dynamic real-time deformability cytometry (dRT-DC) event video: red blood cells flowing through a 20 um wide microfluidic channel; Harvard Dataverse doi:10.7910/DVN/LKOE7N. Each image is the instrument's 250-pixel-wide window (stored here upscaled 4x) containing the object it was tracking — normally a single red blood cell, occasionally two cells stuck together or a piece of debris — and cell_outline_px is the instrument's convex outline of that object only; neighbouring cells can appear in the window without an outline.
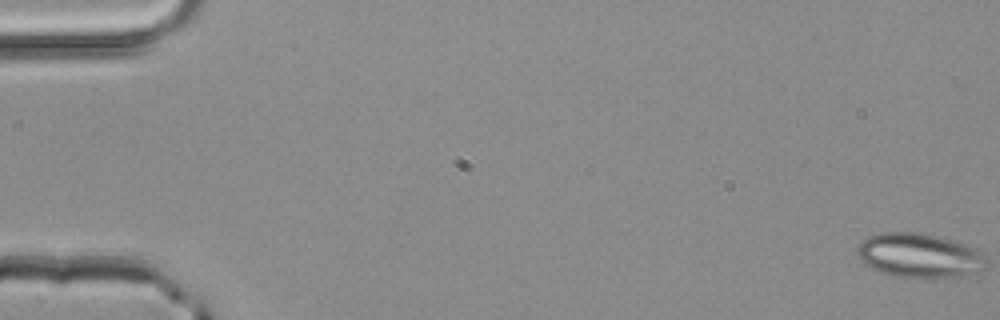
{"species": "common noctule bat (a hibernating species)", "species_latin": "Nyctalus noctula", "temperature_condition": "room temperature", "stored_images_in_passage": 51, "camera_frame_rate_fps": 3000, "um_per_image_px": 0.085, "animal": {"sex": "male", "body_mass_g": 20.4}, "frame": {"image": 1, "passage_image": 1, "time_ms": 0.0, "image_size_px": [1000, 320], "cell_outline_px": [[984, 268], [980, 272], [960, 276], [892, 276], [880, 272], [864, 264], [856, 256], [856, 248], [868, 236], [880, 232], [916, 232], [936, 236], [952, 240], [976, 248], [984, 256]], "centroid_in_image_um": [78.09, 21.7], "position_along_channel_um": 6.9, "area_um2": 32.95}}
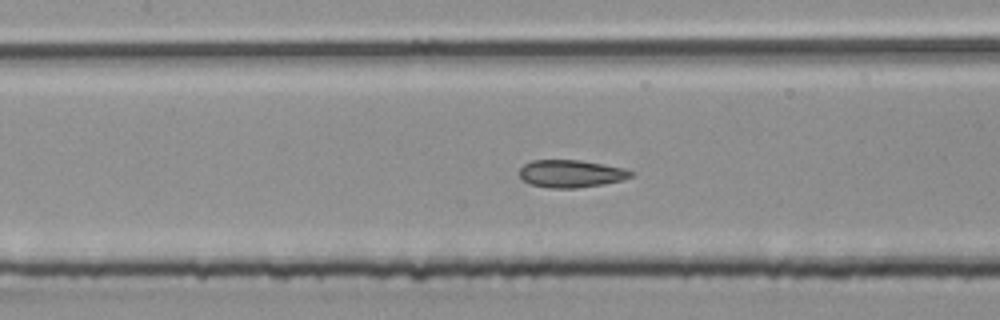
{"frame": {"image": 2, "passage_image": 24, "time_ms": 7.667, "image_size_px": [1000, 320], "cell_outline_px": [[636, 172], [632, 176], [624, 180], [604, 184], [580, 188], [552, 188], [528, 184], [520, 176], [520, 168], [524, 164], [532, 160], [580, 160], [604, 164], [624, 168]], "centroid_in_image_um": [48.57, 14.76], "position_along_channel_um": 158.8, "area_um2": 18.09}}
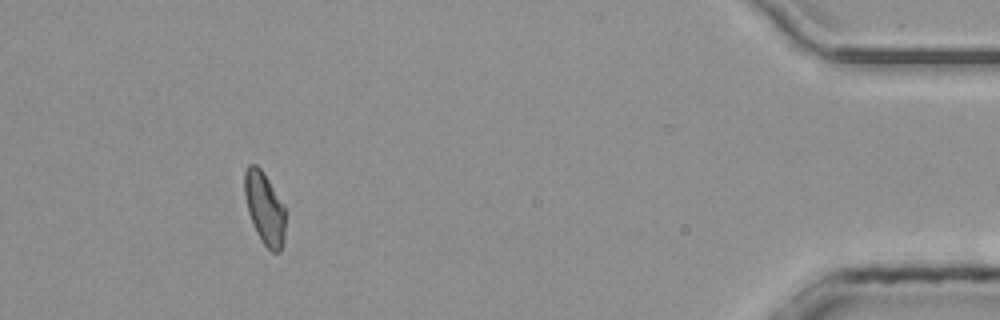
{"frame": {"image": 3, "passage_image": 47, "time_ms": 15.333, "image_size_px": [1000, 320], "cell_outline_px": [[284, 240], [280, 252], [272, 252], [260, 240], [256, 232], [248, 212], [244, 196], [244, 172], [248, 164], [256, 164], [264, 172], [284, 204]], "centroid_in_image_um": [22.47, 17.67], "position_along_channel_um": 412.7, "area_um2": 17.34}, "authors_computed_cell_mechanics": {"area_um2": 18.0336, "velocity_mm_per_s": 4.1757, "shape_relaxation_time_tau1_ms": 7.9203, "shape_relaxation_time_tau2_ms": 1.4979, "deformation_change_tau1": 0.1202, "deformation_change_tau2": 0.0926}}